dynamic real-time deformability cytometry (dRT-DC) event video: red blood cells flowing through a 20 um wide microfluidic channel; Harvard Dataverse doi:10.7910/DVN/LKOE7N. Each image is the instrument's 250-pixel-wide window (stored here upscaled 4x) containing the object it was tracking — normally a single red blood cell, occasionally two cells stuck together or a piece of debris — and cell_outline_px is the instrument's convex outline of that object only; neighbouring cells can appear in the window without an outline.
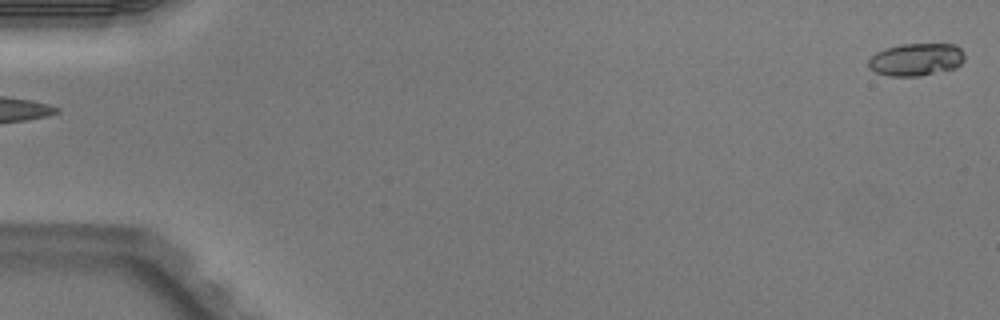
{"species": "Egyptian fruit bat (a non-hibernating species)", "species_latin": "Rousettus aegyptiacus", "temperature_condition": "warm", "stored_images_in_passage": 5, "segment_of_instrument_passage": [2, 2], "camera_frame_rate_fps": 3000, "um_per_image_px": 0.085, "animal": {"sex": "male"}, "frame": {"image": 1, "passage_image": 5, "time_ms": 1.333, "image_size_px": [1000, 320], "cell_outline_px": [[964, 60], [956, 68], [920, 76], [888, 76], [876, 72], [868, 68], [868, 60], [876, 52], [884, 48], [900, 44], [956, 44], [960, 48], [964, 56]], "centroid_in_image_um": [77.85, 5.06], "position_along_channel_um": 7.1, "area_um2": 18.38}}